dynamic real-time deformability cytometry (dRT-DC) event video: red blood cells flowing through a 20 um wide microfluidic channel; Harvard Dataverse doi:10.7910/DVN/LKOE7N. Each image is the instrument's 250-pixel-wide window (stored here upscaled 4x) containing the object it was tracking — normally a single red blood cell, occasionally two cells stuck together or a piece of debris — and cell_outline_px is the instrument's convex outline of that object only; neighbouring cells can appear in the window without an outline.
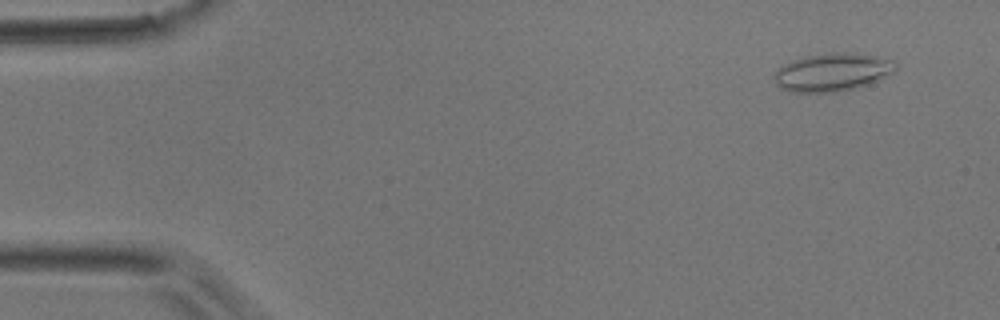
{"species": "common noctule bat (a hibernating species)", "species_latin": "Nyctalus noctula", "temperature_condition": "room temperature", "stored_images_in_passage": 47, "camera_frame_rate_fps": 3000, "um_per_image_px": 0.085, "animal": {"sex": "male", "body_mass_g": 17.9}, "frame": {"image": 1, "passage_image": 4, "time_ms": 1.0, "image_size_px": [1000, 320], "cell_outline_px": [[896, 72], [880, 80], [852, 88], [836, 92], [788, 92], [780, 88], [776, 84], [776, 72], [784, 64], [808, 56], [832, 52], [844, 52], [876, 56], [892, 60], [896, 64]], "centroid_in_image_um": [70.79, 6.14], "position_along_channel_um": 14.2, "area_um2": 26.59}}
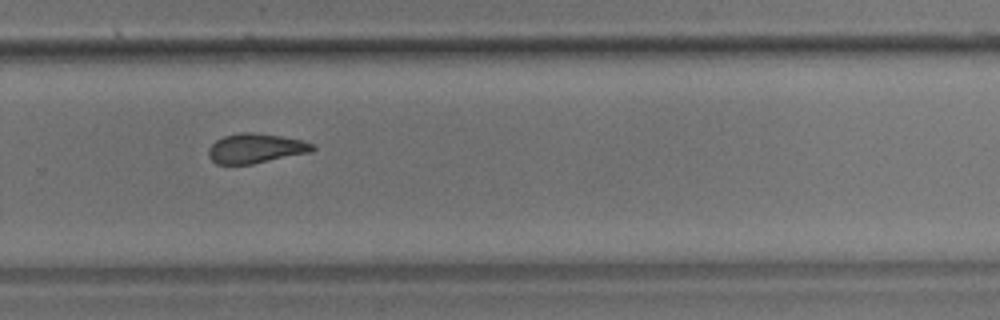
{"frame": {"image": 2, "passage_image": 32, "time_ms": 10.333, "image_size_px": [1000, 320], "cell_outline_px": [[316, 148], [312, 152], [252, 164], [216, 164], [208, 156], [208, 148], [216, 140], [224, 136], [240, 132], [252, 132], [280, 136], [304, 140], [312, 144]], "centroid_in_image_um": [21.73, 12.61], "position_along_channel_um": 308.1, "area_um2": 18.03}}
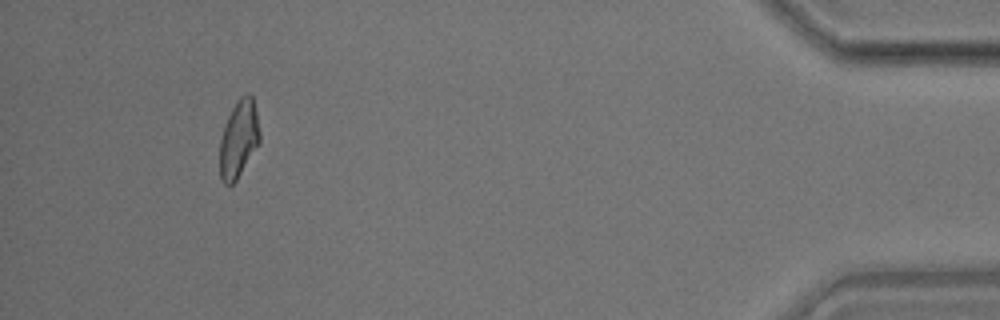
{"frame": {"image": 3, "passage_image": 44, "time_ms": 14.333, "image_size_px": [1000, 320], "cell_outline_px": [[260, 140], [236, 180], [232, 184], [224, 184], [220, 180], [220, 140], [224, 124], [232, 108], [240, 96], [248, 92], [252, 96], [256, 112], [260, 132]], "centroid_in_image_um": [20.27, 11.79], "position_along_channel_um": 414.9, "area_um2": 17.8}}